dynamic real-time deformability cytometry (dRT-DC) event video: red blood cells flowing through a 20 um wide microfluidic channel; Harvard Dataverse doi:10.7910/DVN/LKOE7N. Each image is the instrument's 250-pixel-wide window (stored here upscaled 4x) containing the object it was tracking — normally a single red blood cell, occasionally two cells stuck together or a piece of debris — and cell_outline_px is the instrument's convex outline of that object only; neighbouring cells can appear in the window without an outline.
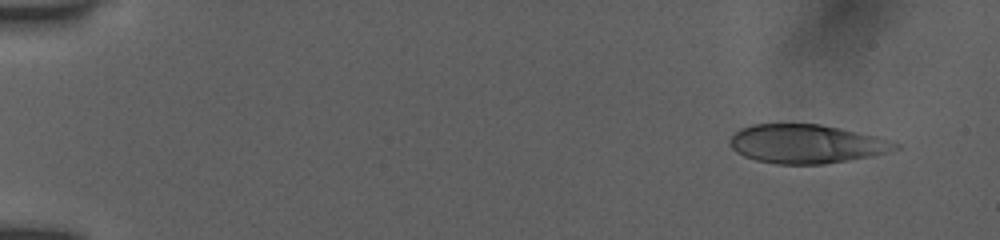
{"species": "human", "species_latin": "Homo sapiens", "temperature_condition": "room temperature", "stored_images_in_passage": 52, "camera_frame_rate_fps": 3000, "um_per_image_px": 0.085, "donor": {"sex": "female"}, "frame": {"image": 1, "passage_image": 4, "time_ms": 1.0, "image_size_px": [1000, 240], "cell_outline_px": [[900, 148], [868, 156], [824, 164], [776, 164], [756, 160], [744, 156], [736, 152], [732, 148], [728, 140], [740, 128], [752, 124], [820, 124], [840, 128], [872, 136], [900, 144]], "centroid_in_image_um": [68.45, 12.23], "position_along_channel_um": 16.5, "area_um2": 36.88}}
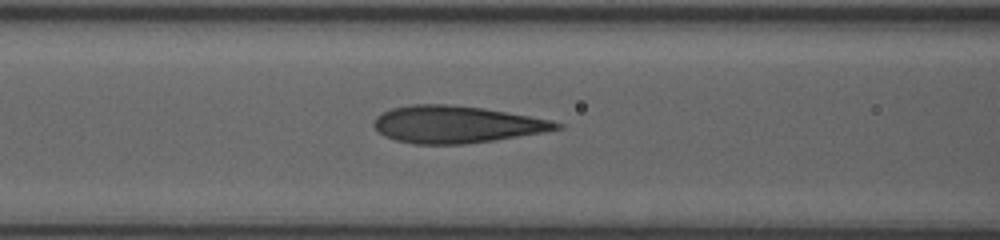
{"frame": {"image": 2, "passage_image": 23, "time_ms": 7.333, "image_size_px": [1000, 240], "cell_outline_px": [[564, 128], [544, 132], [492, 140], [464, 144], [416, 144], [396, 140], [384, 136], [372, 124], [376, 116], [392, 108], [412, 104], [448, 104], [484, 108], [528, 116], [548, 120], [564, 124]], "centroid_in_image_um": [38.77, 10.57], "position_along_channel_um": 127.8, "area_um2": 39.19}}
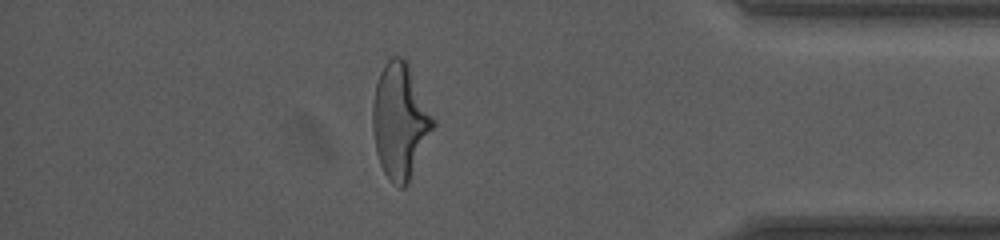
{"frame": {"image": 3, "passage_image": 46, "time_ms": 15.0, "image_size_px": [1000, 240], "cell_outline_px": [[436, 124], [408, 184], [404, 188], [400, 188], [388, 180], [380, 164], [376, 152], [372, 128], [372, 104], [376, 84], [380, 72], [384, 64], [392, 56], [400, 56], [408, 64], [436, 120]], "centroid_in_image_um": [34.0, 10.31], "position_along_channel_um": 401.2, "area_um2": 40.75}, "authors_computed_cell_mechanics": {"area_um2": 38.7549, "velocity_mm_per_s": 3.9234, "shape_relaxation_time_tau1_ms": 5.6146, "shape_relaxation_time_tau2_ms": 0.9304, "deformation_change_tau1": 0.2116, "deformation_change_tau2": 0.0989}}